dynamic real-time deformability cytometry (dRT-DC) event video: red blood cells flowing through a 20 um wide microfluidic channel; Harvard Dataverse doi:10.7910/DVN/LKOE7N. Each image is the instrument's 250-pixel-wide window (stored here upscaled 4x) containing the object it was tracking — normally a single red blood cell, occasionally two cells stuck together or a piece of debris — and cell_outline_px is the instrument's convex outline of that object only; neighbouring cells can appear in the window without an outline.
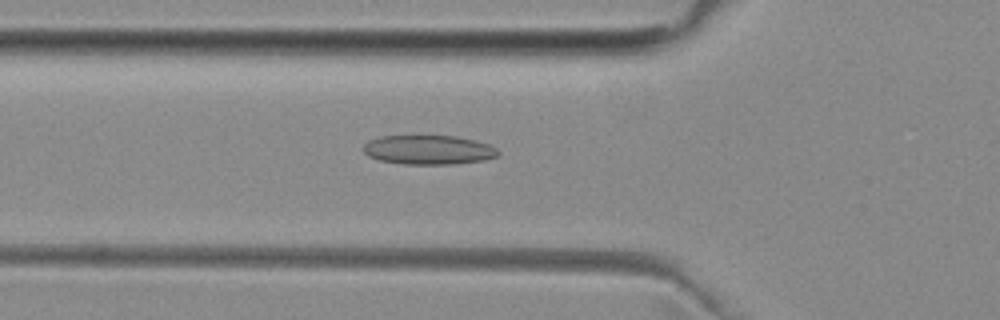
{"species": "common noctule bat (a hibernating species)", "species_latin": "Nyctalus noctula", "temperature_condition": "room temperature", "stored_images_in_passage": 48, "camera_frame_rate_fps": 3000, "um_per_image_px": 0.085, "animal": {"sex": "female", "body_mass_g": 29.2, "forearm_length_mm": 56.3}, "frame": {"image": 1, "passage_image": 18, "time_ms": 5.667, "image_size_px": [1000, 320], "cell_outline_px": [[500, 156], [484, 160], [452, 164], [404, 164], [380, 160], [368, 156], [364, 152], [364, 144], [368, 140], [380, 136], [420, 132], [456, 136], [476, 140], [488, 144], [496, 148], [500, 152]], "centroid_in_image_um": [36.41, 12.67], "position_along_channel_um": 89.4, "area_um2": 24.16}}
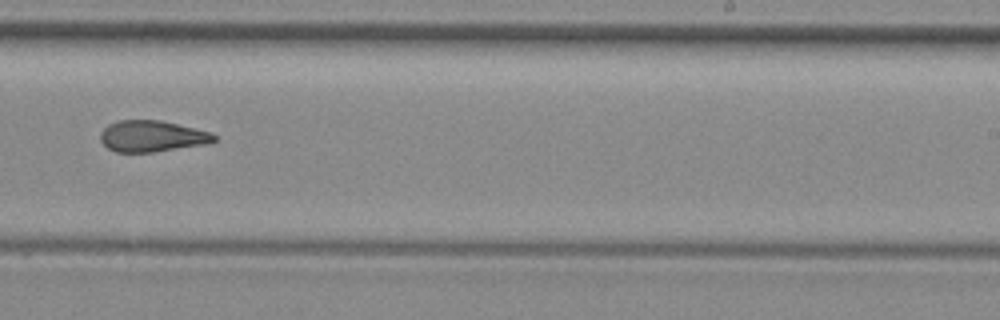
{"frame": {"image": 2, "passage_image": 32, "time_ms": 10.333, "image_size_px": [1000, 320], "cell_outline_px": [[216, 140], [208, 144], [152, 152], [116, 152], [108, 148], [100, 140], [100, 132], [108, 124], [116, 120], [160, 120], [212, 132], [216, 136]], "centroid_in_image_um": [12.92, 11.57], "position_along_channel_um": 276.1, "area_um2": 20.81}}
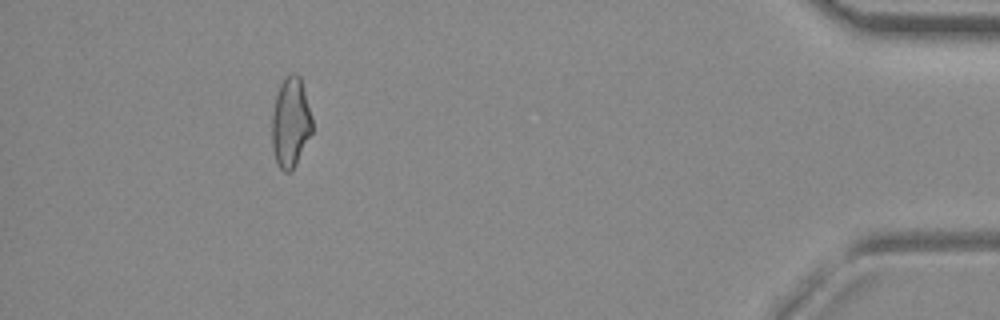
{"frame": {"image": 3, "passage_image": 47, "time_ms": 15.333, "image_size_px": [1000, 320], "cell_outline_px": [[312, 132], [296, 164], [288, 172], [284, 172], [276, 164], [272, 148], [272, 112], [276, 96], [280, 84], [284, 76], [292, 72], [296, 72], [300, 76], [312, 116]], "centroid_in_image_um": [24.69, 10.38], "position_along_channel_um": 410.5, "area_um2": 21.27}, "authors_computed_cell_mechanics": {"area_um2": 21.5883, "velocity_mm_per_s": 3.993, "shape_relaxation_time_tau1_ms": null, "shape_relaxation_time_tau2_ms": 3.3273, "deformation_change_tau1": null, "deformation_change_tau2": 0.1174}}